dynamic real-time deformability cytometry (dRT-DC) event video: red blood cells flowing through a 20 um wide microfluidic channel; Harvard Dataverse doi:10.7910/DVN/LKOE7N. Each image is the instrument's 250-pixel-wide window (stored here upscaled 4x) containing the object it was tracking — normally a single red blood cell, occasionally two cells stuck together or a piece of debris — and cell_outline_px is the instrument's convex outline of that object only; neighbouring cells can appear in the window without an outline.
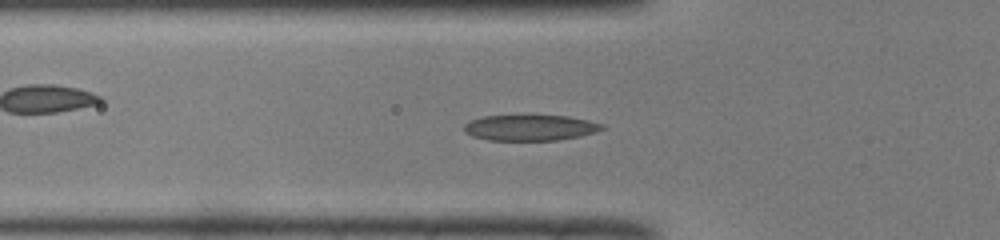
{"species": "common noctule bat (a hibernating species)", "species_latin": "Nyctalus noctula", "temperature_condition": "room temperature", "stored_images_in_passage": 35, "camera_frame_rate_fps": 3000, "um_per_image_px": 0.085, "animal": {"sex": "male", "body_mass_g": 19.0, "forearm_length_mm": 50.8}, "frame": {"image": 1, "passage_image": 17, "time_ms": 5.333, "image_size_px": [1000, 240], "cell_outline_px": [[604, 128], [596, 132], [580, 136], [556, 140], [488, 140], [472, 136], [464, 132], [464, 124], [468, 120], [484, 116], [568, 116], [588, 120], [604, 124]], "centroid_in_image_um": [45.04, 10.85], "position_along_channel_um": 80.8, "area_um2": 20.69}}
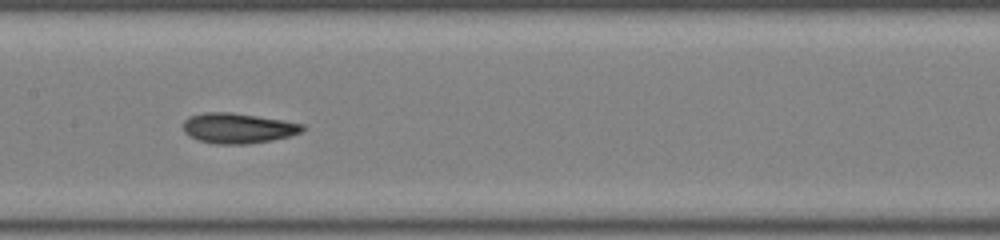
{"frame": {"image": 2, "passage_image": 25, "time_ms": 8.0, "image_size_px": [1000, 240], "cell_outline_px": [[304, 128], [300, 132], [288, 136], [272, 140], [248, 144], [216, 144], [200, 140], [188, 136], [184, 132], [184, 120], [188, 116], [204, 112], [232, 112], [284, 120], [304, 124]], "centroid_in_image_um": [20.2, 10.88], "position_along_channel_um": 187.2, "area_um2": 21.04}}
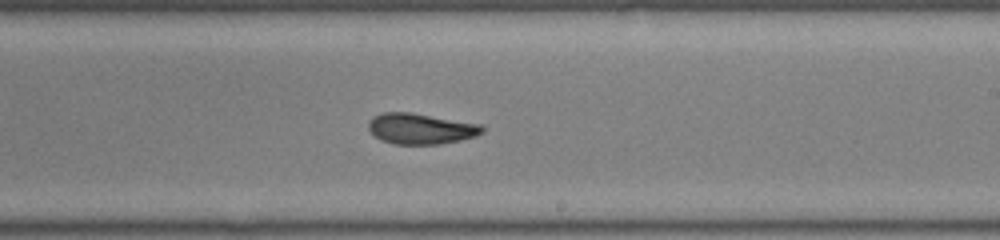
{"frame": {"image": 3, "passage_image": 30, "time_ms": 9.667, "image_size_px": [1000, 240], "cell_outline_px": [[484, 132], [476, 136], [460, 140], [440, 144], [392, 144], [380, 140], [368, 128], [368, 120], [372, 116], [384, 112], [408, 112], [480, 124], [484, 128]], "centroid_in_image_um": [35.74, 10.94], "position_along_channel_um": 253.3, "area_um2": 20.35}}